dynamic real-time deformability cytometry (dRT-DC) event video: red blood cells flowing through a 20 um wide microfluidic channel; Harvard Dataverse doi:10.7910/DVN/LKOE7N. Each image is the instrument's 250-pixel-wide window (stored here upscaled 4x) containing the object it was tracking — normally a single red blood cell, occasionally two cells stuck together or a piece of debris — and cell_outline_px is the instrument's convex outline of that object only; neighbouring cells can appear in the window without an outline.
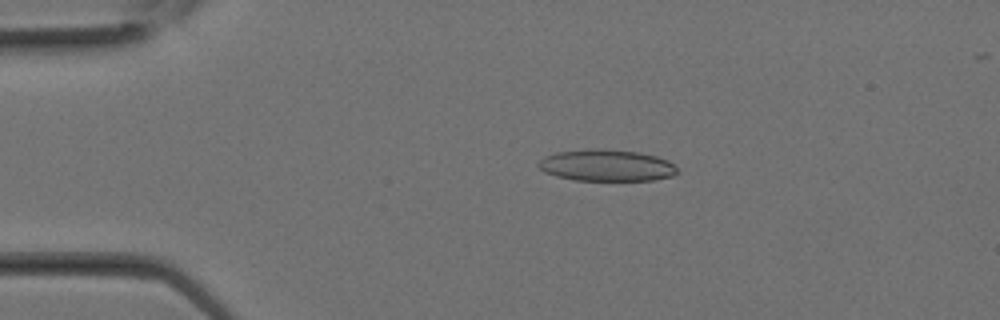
{"species": "Egyptian fruit bat (a non-hibernating species)", "species_latin": "Rousettus aegyptiacus", "temperature_condition": "room temperature", "stored_images_in_passage": 12, "camera_frame_rate_fps": 3000, "um_per_image_px": 0.085, "animal": {"sex": "female"}, "frame": {"image": 1, "passage_image": 6, "time_ms": 1.667, "image_size_px": [1000, 320], "cell_outline_px": [[680, 172], [672, 176], [656, 180], [572, 180], [556, 176], [544, 172], [536, 164], [544, 156], [556, 152], [600, 148], [640, 152], [656, 156], [668, 160]], "centroid_in_image_um": [51.56, 14.06], "position_along_channel_um": 33.4, "area_um2": 25.72}}
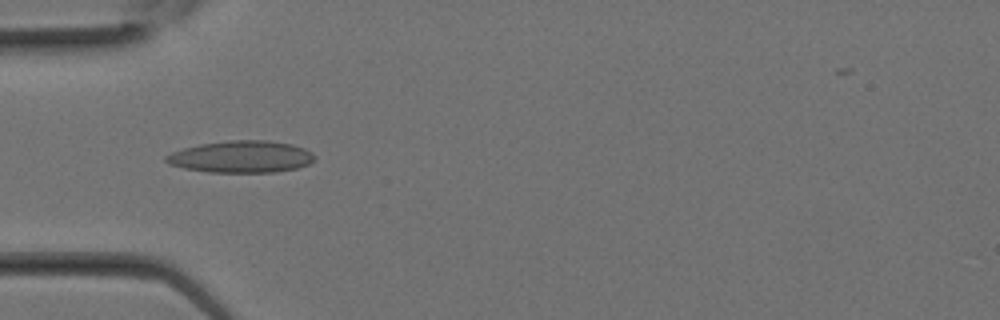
{"frame": {"image": 2, "passage_image": 9, "time_ms": 2.667, "image_size_px": [1000, 320], "cell_outline_px": [[316, 156], [308, 164], [296, 168], [276, 172], [208, 172], [184, 168], [168, 164], [164, 160], [164, 156], [172, 152], [184, 148], [200, 144], [228, 140], [268, 140], [292, 144], [304, 148], [312, 152]], "centroid_in_image_um": [20.49, 13.32], "position_along_channel_um": 64.5, "area_um2": 27.69}}
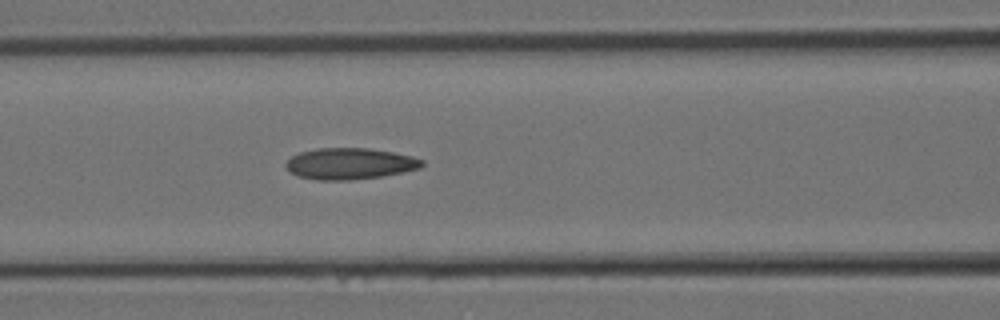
{"frame": {"image": 3, "passage_image": 12, "time_ms": 3.667, "image_size_px": [1000, 320], "cell_outline_px": [[424, 164], [420, 168], [380, 176], [348, 180], [316, 180], [296, 176], [288, 172], [284, 164], [292, 156], [300, 152], [316, 148], [368, 148], [392, 152], [412, 156], [424, 160]], "centroid_in_image_um": [29.68, 13.91], "position_along_channel_um": 136.9, "area_um2": 24.85}}